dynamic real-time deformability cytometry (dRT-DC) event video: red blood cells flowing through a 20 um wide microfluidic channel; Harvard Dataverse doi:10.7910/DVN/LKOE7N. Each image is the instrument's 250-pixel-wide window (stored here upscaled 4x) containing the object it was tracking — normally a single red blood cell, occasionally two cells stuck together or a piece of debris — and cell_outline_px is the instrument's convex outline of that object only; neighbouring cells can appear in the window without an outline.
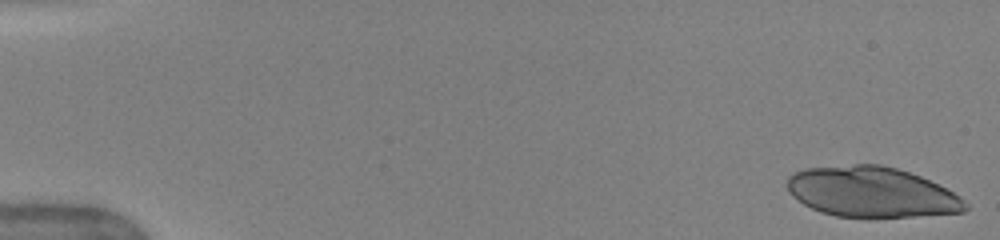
{"species": "human", "species_latin": "Homo sapiens", "temperature_condition": "warm", "stored_images_in_passage": 49, "camera_frame_rate_fps": 3000, "um_per_image_px": 0.085, "donor": {"sex": "female"}, "frame": {"image": 1, "passage_image": 1, "time_ms": 0.0, "image_size_px": [1000, 240], "cell_outline_px": [[968, 208], [964, 212], [868, 220], [836, 216], [820, 212], [804, 204], [792, 196], [788, 192], [788, 176], [804, 168], [856, 164], [880, 164], [896, 168], [920, 176], [960, 196], [968, 204]], "centroid_in_image_um": [74.07, 16.36], "position_along_channel_um": 10.9, "area_um2": 53.0}}
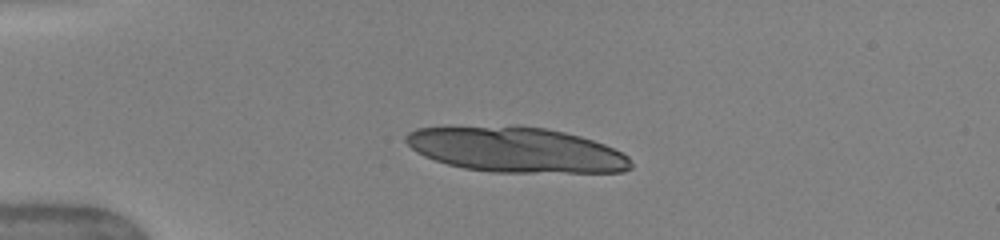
{"frame": {"image": 2, "passage_image": 12, "time_ms": 3.667, "image_size_px": [1000, 240], "cell_outline_px": [[632, 168], [624, 172], [492, 172], [464, 168], [448, 164], [424, 156], [416, 152], [404, 140], [404, 136], [408, 132], [416, 128], [512, 124], [520, 124], [544, 128], [564, 132], [580, 136], [604, 144], [628, 156], [632, 164]], "centroid_in_image_um": [43.84, 12.7], "position_along_channel_um": 41.2, "area_um2": 59.77}, "authors_computed_cell_mechanics": {"area_um2": 31.8478, "velocity_mm_per_s": 4.0761, "shape_relaxation_time_tau1_ms": 3.0812, "shape_relaxation_time_tau2_ms": null, "deformation_change_tau1": 0.1464, "deformation_change_tau2": null}}